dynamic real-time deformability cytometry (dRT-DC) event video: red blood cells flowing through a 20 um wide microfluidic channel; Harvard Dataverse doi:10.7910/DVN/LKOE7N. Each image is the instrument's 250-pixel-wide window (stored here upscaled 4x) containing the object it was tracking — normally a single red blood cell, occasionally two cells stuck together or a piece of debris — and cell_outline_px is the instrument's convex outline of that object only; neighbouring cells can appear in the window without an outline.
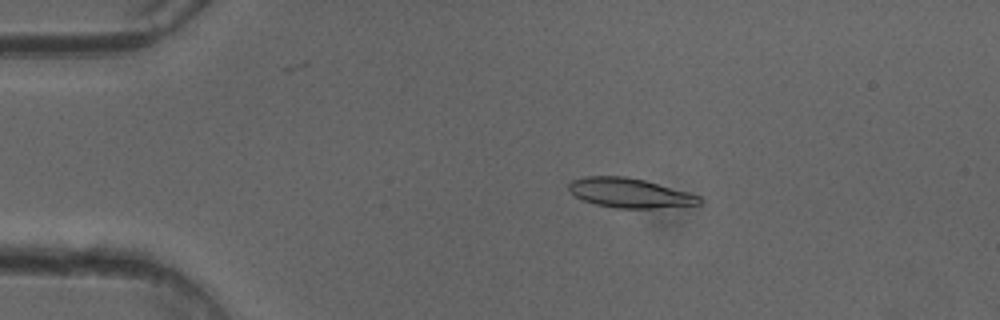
{"species": "common noctule bat (a hibernating species)", "species_latin": "Nyctalus noctula", "temperature_condition": "cold", "stored_images_in_passage": 51, "camera_frame_rate_fps": 3000, "um_per_image_px": 0.085, "animal": {"sex": "female"}, "frame": {"image": 1, "passage_image": 10, "time_ms": 3.0, "image_size_px": [1000, 320], "cell_outline_px": [[704, 200], [700, 204], [656, 208], [616, 208], [596, 204], [584, 200], [576, 196], [568, 188], [568, 184], [572, 180], [584, 176], [624, 176], [644, 180], [688, 192], [700, 196]], "centroid_in_image_um": [53.54, 16.4], "position_along_channel_um": 31.5, "area_um2": 22.31}}
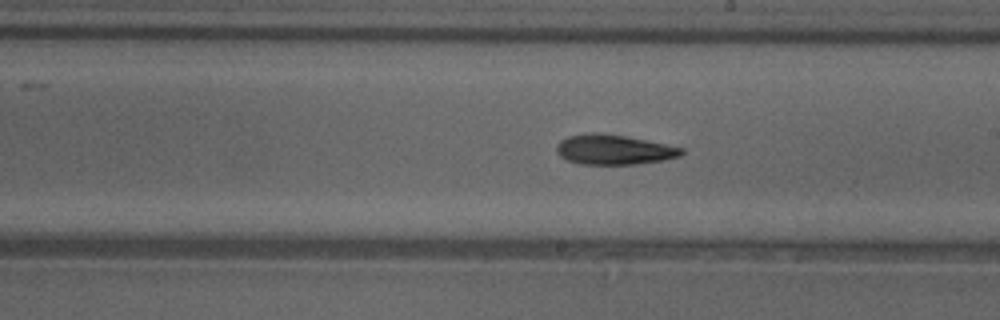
{"frame": {"image": 2, "passage_image": 29, "time_ms": 9.333, "image_size_px": [1000, 320], "cell_outline_px": [[684, 152], [680, 156], [664, 160], [636, 164], [580, 164], [568, 160], [560, 156], [556, 152], [556, 144], [560, 140], [568, 136], [588, 132], [592, 132], [624, 136], [684, 148]], "centroid_in_image_um": [52.14, 12.72], "position_along_channel_um": 236.9, "area_um2": 21.68}}
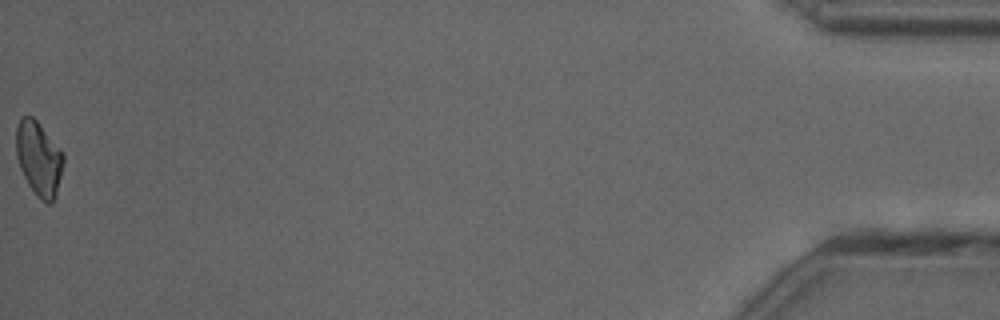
{"frame": {"image": 3, "passage_image": 51, "time_ms": 16.667, "image_size_px": [1000, 320], "cell_outline_px": [[64, 164], [56, 196], [52, 204], [48, 204], [40, 200], [36, 196], [28, 184], [20, 168], [16, 156], [16, 128], [20, 116], [32, 116], [36, 120], [64, 152]], "centroid_in_image_um": [3.31, 13.5], "position_along_channel_um": 431.9, "area_um2": 20.81}, "authors_computed_cell_mechanics": {"area_um2": 21.7906, "velocity_mm_per_s": 4.0674, "shape_relaxation_time_tau1_ms": 6.1317, "shape_relaxation_time_tau2_ms": 6.0456, "deformation_change_tau1": 0.153, "deformation_change_tau2": 0.152}}